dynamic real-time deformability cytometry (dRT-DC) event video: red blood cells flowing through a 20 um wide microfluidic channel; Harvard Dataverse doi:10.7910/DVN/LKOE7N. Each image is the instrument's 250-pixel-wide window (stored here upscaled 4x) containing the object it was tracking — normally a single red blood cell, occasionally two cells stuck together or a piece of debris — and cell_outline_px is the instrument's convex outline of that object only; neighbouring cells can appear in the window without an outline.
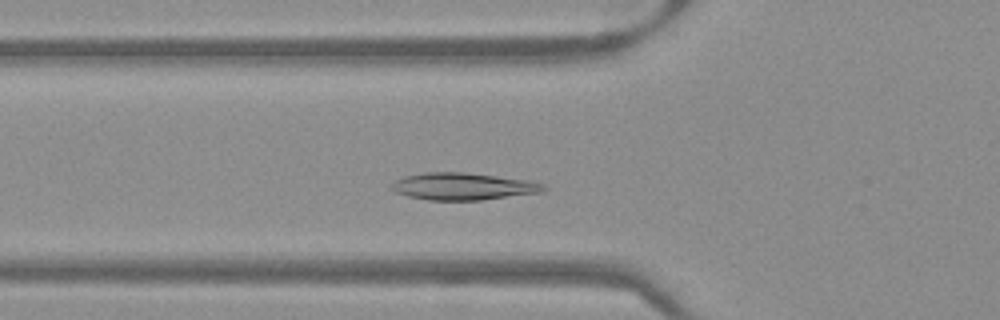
{"species": "Egyptian fruit bat (a non-hibernating species)", "species_latin": "Rousettus aegyptiacus", "temperature_condition": "warm", "stored_images_in_passage": 45, "camera_frame_rate_fps": 3000, "um_per_image_px": 0.085, "frame": {"image": 1, "passage_image": 12, "time_ms": 3.667, "image_size_px": [1000, 320], "cell_outline_px": [[548, 188], [540, 192], [480, 200], [428, 200], [408, 196], [392, 192], [392, 184], [396, 180], [404, 176], [424, 172], [464, 172], [532, 180], [544, 184]], "centroid_in_image_um": [39.36, 15.83], "position_along_channel_um": 86.4, "area_um2": 24.1}}
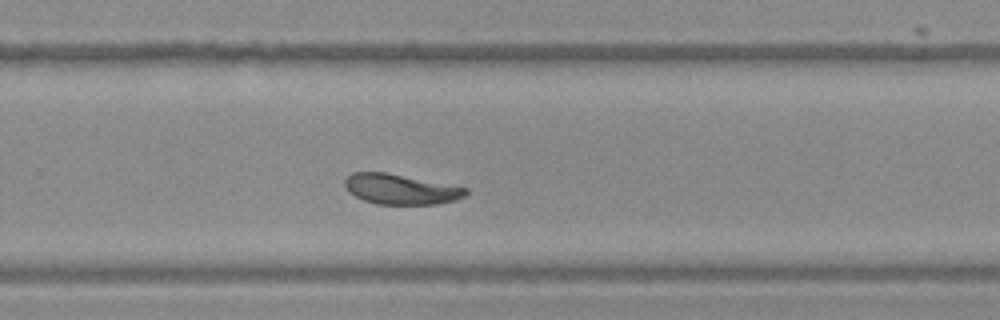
{"frame": {"image": 2, "passage_image": 28, "time_ms": 9.0, "image_size_px": [1000, 320], "cell_outline_px": [[468, 192], [464, 196], [456, 200], [436, 204], [376, 204], [364, 200], [348, 192], [344, 188], [344, 180], [352, 172], [384, 172], [468, 188]], "centroid_in_image_um": [34.02, 16.08], "position_along_channel_um": 295.8, "area_um2": 21.15}}
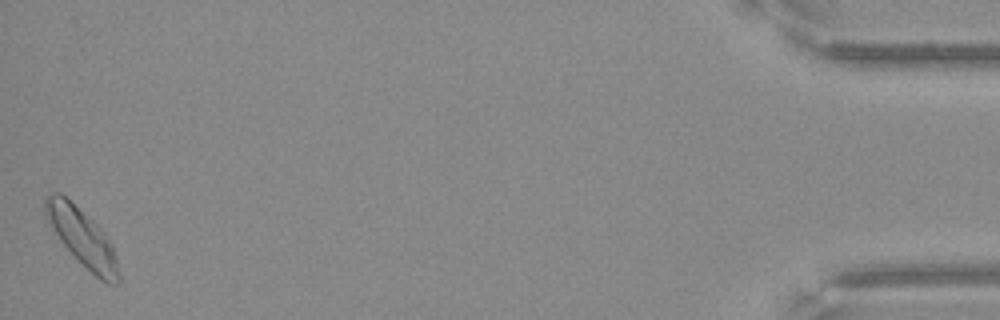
{"frame": {"image": 3, "passage_image": 45, "time_ms": 14.667, "image_size_px": [1000, 320], "cell_outline_px": [[120, 284], [108, 284], [100, 280], [60, 240], [48, 224], [44, 216], [44, 196], [48, 192], [60, 192], [92, 220], [104, 232], [112, 244], [120, 272]], "centroid_in_image_um": [6.97, 20.15], "position_along_channel_um": 428.2, "area_um2": 24.39}}